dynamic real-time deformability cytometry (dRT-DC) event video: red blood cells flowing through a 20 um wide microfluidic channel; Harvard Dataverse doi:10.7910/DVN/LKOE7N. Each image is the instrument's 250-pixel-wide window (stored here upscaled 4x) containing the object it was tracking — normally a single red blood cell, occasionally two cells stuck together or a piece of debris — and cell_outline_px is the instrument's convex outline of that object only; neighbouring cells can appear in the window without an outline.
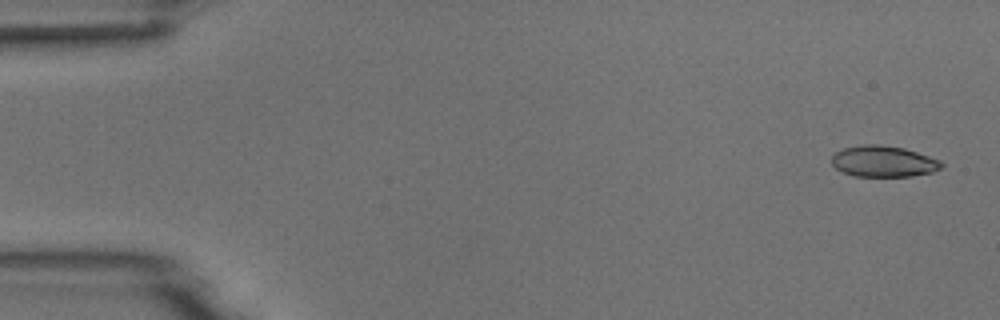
{"species": "common noctule bat (a hibernating species)", "species_latin": "Nyctalus noctula", "temperature_condition": "room temperature", "stored_images_in_passage": 6, "camera_frame_rate_fps": 3000, "um_per_image_px": 0.085, "animal": {"sex": "male", "body_mass_g": 18.8}, "frame": {"image": 1, "passage_image": 1, "time_ms": 0.0, "image_size_px": [1000, 320], "cell_outline_px": [[944, 164], [940, 168], [932, 172], [912, 176], [852, 176], [836, 168], [832, 164], [832, 156], [836, 152], [844, 148], [864, 144], [880, 144], [904, 148], [940, 160]], "centroid_in_image_um": [75.09, 13.71], "position_along_channel_um": 9.9, "area_um2": 19.83}}
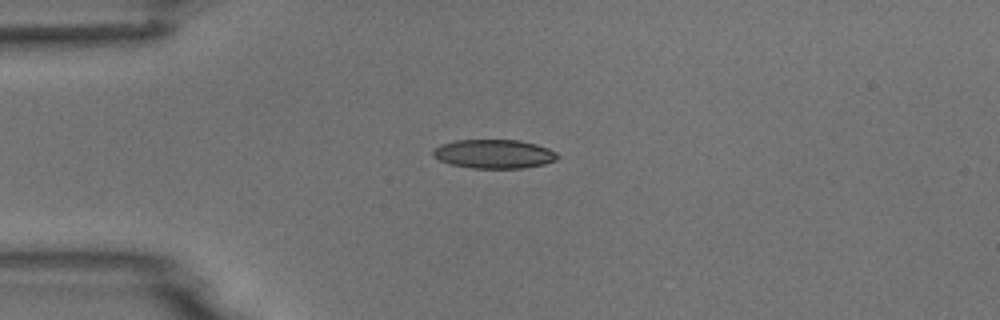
{"frame": {"image": 2, "passage_image": 4, "time_ms": 3.667, "image_size_px": [1000, 320], "cell_outline_px": [[560, 156], [556, 160], [544, 164], [524, 168], [472, 168], [452, 164], [440, 160], [432, 156], [432, 152], [440, 144], [456, 140], [520, 140], [536, 144], [548, 148], [556, 152]], "centroid_in_image_um": [42.01, 13.08], "position_along_channel_um": 43.0, "area_um2": 20.98}}